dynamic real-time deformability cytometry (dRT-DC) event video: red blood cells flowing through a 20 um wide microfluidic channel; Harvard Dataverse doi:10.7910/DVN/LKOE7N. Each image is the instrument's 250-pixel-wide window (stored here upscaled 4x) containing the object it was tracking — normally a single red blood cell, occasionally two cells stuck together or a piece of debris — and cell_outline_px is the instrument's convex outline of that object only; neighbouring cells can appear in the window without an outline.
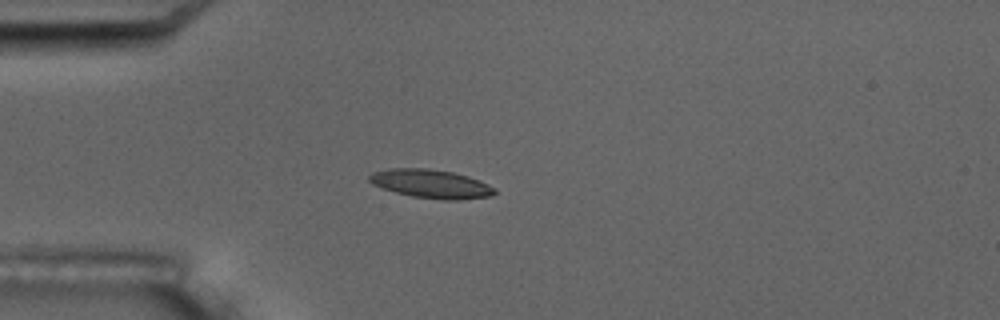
{"species": "common noctule bat (a hibernating species)", "species_latin": "Nyctalus noctula", "temperature_condition": "room temperature", "stored_images_in_passage": 4, "camera_frame_rate_fps": 3000, "um_per_image_px": 0.085, "animal": {"sex": "male", "body_mass_g": 17.5, "forearm_length_mm": 52.3}, "frame": {"image": 1, "passage_image": 4, "time_ms": 3.333, "image_size_px": [1000, 320], "cell_outline_px": [[496, 192], [492, 196], [460, 200], [444, 200], [412, 196], [396, 192], [372, 184], [368, 180], [368, 176], [372, 172], [388, 168], [428, 168], [452, 172], [468, 176], [488, 184], [496, 188]], "centroid_in_image_um": [36.64, 15.62], "position_along_channel_um": 48.4, "area_um2": 20.98}}